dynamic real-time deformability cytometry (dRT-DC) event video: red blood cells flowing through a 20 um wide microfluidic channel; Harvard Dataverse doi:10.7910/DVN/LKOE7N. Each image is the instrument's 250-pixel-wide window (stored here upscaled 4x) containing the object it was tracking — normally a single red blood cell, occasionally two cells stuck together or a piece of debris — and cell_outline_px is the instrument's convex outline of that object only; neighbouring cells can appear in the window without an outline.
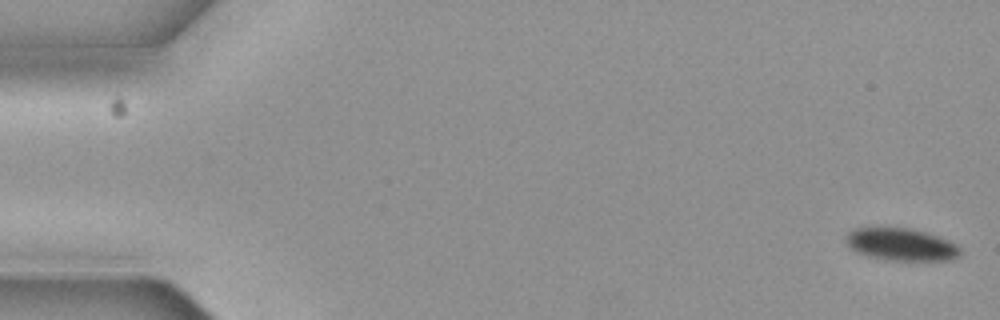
{"species": "common noctule bat (a hibernating species)", "species_latin": "Nyctalus noctula", "temperature_condition": "cold", "stored_images_in_passage": 7, "camera_frame_rate_fps": 3000, "um_per_image_px": 0.085, "animal": {"sex": "female", "body_mass_g": 19.3, "forearm_length_mm": 54.1}, "frame": {"image": 1, "passage_image": 1, "time_ms": 0.0, "image_size_px": [1000, 320], "cell_outline_px": [[960, 256], [952, 260], [884, 260], [868, 256], [856, 252], [848, 244], [848, 232], [856, 228], [912, 228], [928, 232], [940, 236], [956, 244], [960, 248]], "centroid_in_image_um": [76.66, 20.78], "position_along_channel_um": 8.3, "area_um2": 21.56}}
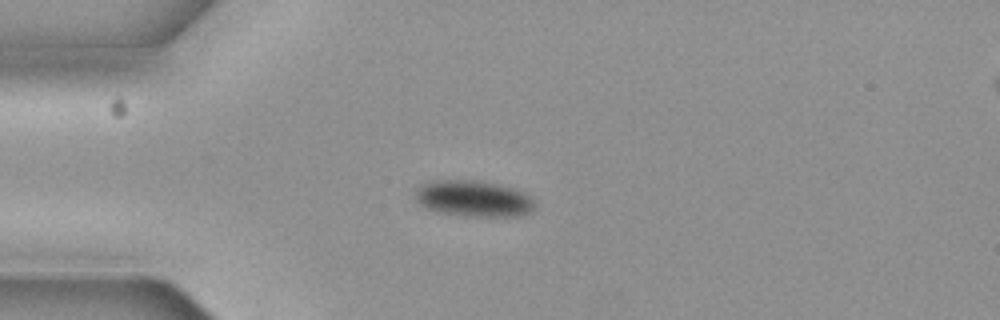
{"frame": {"image": 2, "passage_image": 5, "time_ms": 1.333, "image_size_px": [1000, 320], "cell_outline_px": [[532, 208], [528, 212], [516, 216], [472, 216], [440, 212], [428, 208], [420, 204], [416, 200], [416, 188], [420, 184], [432, 180], [476, 180], [516, 188], [532, 196]], "centroid_in_image_um": [40.22, 16.85], "position_along_channel_um": 44.8, "area_um2": 24.97}}
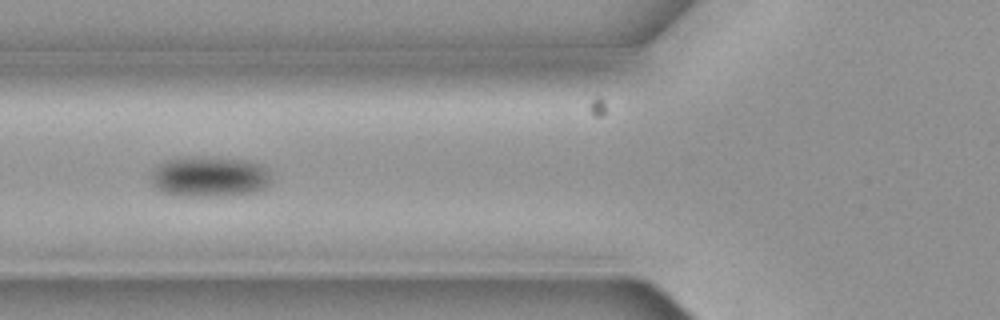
{"frame": {"image": 3, "passage_image": 7, "time_ms": 2.0, "image_size_px": [1000, 320], "cell_outline_px": [[272, 184], [256, 192], [212, 196], [180, 196], [164, 192], [156, 188], [152, 184], [152, 176], [156, 168], [160, 164], [168, 160], [188, 156], [200, 156], [248, 160], [260, 164], [272, 176]], "centroid_in_image_um": [17.85, 15.01], "position_along_channel_um": 107.9, "area_um2": 28.44}}